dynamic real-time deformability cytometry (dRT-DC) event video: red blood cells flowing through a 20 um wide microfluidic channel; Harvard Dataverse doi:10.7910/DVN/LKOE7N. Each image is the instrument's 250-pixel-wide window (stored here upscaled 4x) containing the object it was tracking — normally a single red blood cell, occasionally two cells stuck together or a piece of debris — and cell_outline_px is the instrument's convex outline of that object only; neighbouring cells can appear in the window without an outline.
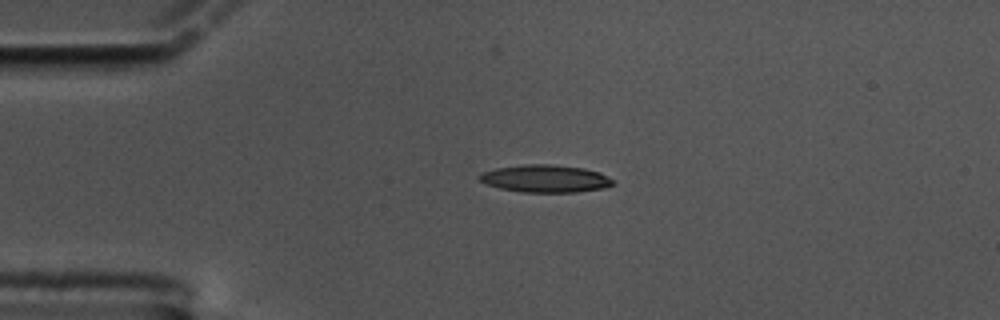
{"species": "common noctule bat (a hibernating species)", "species_latin": "Nyctalus noctula", "temperature_condition": "cold", "stored_images_in_passage": 47, "camera_frame_rate_fps": 3000, "um_per_image_px": 0.085, "animal": {"sex": "male", "body_mass_g": 17.5, "forearm_length_mm": 52.3}, "frame": {"image": 1, "passage_image": 1, "time_ms": 0.0, "image_size_px": [1000, 320], "cell_outline_px": [[612, 184], [604, 188], [576, 192], [524, 192], [500, 188], [488, 184], [480, 180], [476, 176], [480, 172], [496, 168], [524, 164], [552, 164], [584, 168], [600, 172], [612, 180]], "centroid_in_image_um": [46.32, 15.17], "position_along_channel_um": 38.7, "area_um2": 21.33}}
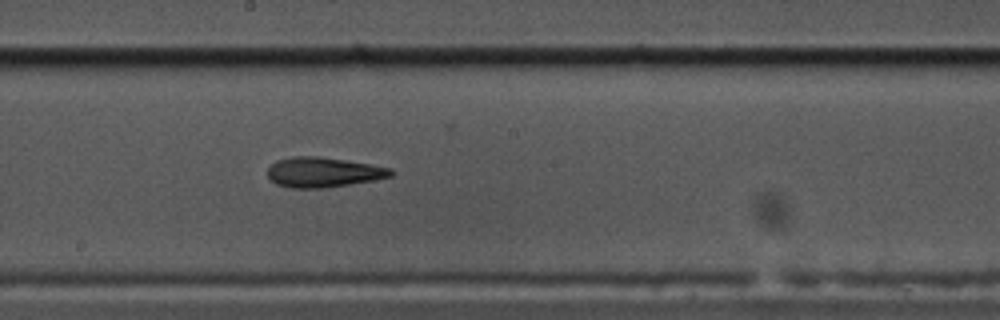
{"frame": {"image": 2, "passage_image": 20, "time_ms": 6.333, "image_size_px": [1000, 320], "cell_outline_px": [[392, 176], [372, 180], [324, 188], [288, 188], [276, 184], [268, 176], [268, 168], [276, 160], [292, 156], [320, 156], [392, 168]], "centroid_in_image_um": [27.43, 14.64], "position_along_channel_um": 220.8, "area_um2": 21.39}}
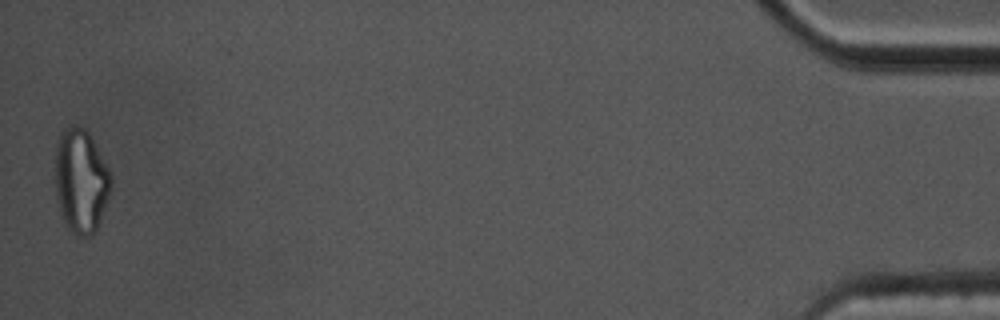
{"frame": {"image": 3, "passage_image": 47, "time_ms": 15.333, "image_size_px": [1000, 320], "cell_outline_px": [[112, 188], [96, 232], [92, 236], [76, 236], [64, 224], [60, 212], [56, 196], [52, 176], [56, 144], [60, 132], [64, 128], [72, 124], [84, 128], [88, 132], [108, 168], [112, 176]], "centroid_in_image_um": [6.83, 15.38], "position_along_channel_um": 428.4, "area_um2": 34.85}, "authors_computed_cell_mechanics": {"area_um2": 21.7328, "velocity_mm_per_s": 3.3366, "shape_relaxation_time_tau1_ms": 10.6003, "shape_relaxation_time_tau2_ms": 2.5097, "deformation_change_tau1": 0.2726, "deformation_change_tau2": 0.1344}}